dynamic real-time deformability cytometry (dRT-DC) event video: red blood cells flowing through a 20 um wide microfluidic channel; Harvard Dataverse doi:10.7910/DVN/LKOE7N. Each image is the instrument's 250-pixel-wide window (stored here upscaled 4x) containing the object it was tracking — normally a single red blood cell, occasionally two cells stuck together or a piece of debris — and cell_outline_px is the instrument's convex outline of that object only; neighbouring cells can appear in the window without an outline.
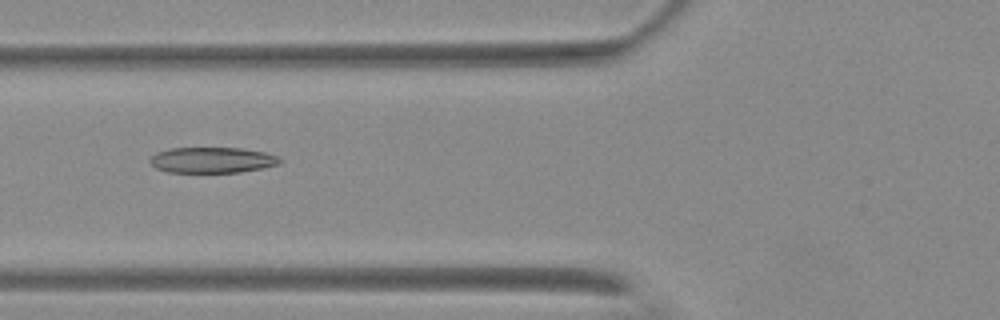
{"species": "Egyptian fruit bat (a non-hibernating species)", "species_latin": "Rousettus aegyptiacus", "temperature_condition": "warm", "stored_images_in_passage": 4, "camera_frame_rate_fps": 3000, "um_per_image_px": 0.085, "animal": {"sex": "female"}, "frame": {"image": 1, "passage_image": 3, "time_ms": 2.333, "image_size_px": [1000, 320], "cell_outline_px": [[284, 160], [280, 164], [264, 168], [240, 172], [168, 172], [156, 168], [148, 160], [156, 152], [172, 148], [240, 148], [264, 152], [276, 156]], "centroid_in_image_um": [18.06, 13.6], "position_along_channel_um": 107.7, "area_um2": 19.48}}
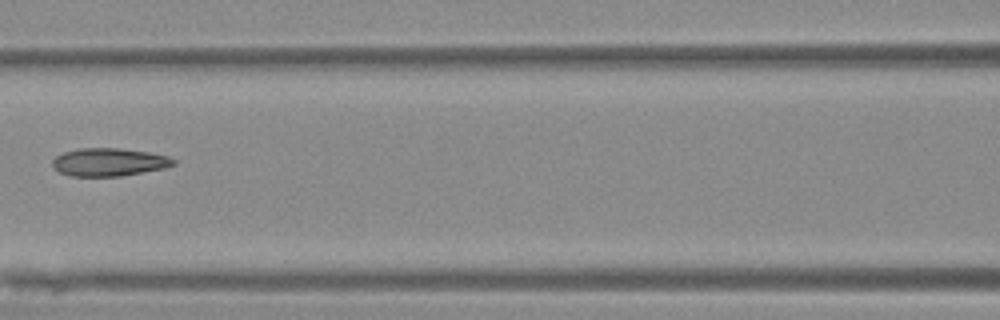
{"frame": {"image": 2, "passage_image": 4, "time_ms": 3.667, "image_size_px": [1000, 320], "cell_outline_px": [[176, 164], [164, 168], [120, 176], [72, 176], [60, 172], [52, 164], [52, 160], [56, 156], [64, 152], [80, 148], [120, 148], [148, 152], [168, 156], [176, 160]], "centroid_in_image_um": [9.28, 13.77], "position_along_channel_um": 157.3, "area_um2": 19.59}}